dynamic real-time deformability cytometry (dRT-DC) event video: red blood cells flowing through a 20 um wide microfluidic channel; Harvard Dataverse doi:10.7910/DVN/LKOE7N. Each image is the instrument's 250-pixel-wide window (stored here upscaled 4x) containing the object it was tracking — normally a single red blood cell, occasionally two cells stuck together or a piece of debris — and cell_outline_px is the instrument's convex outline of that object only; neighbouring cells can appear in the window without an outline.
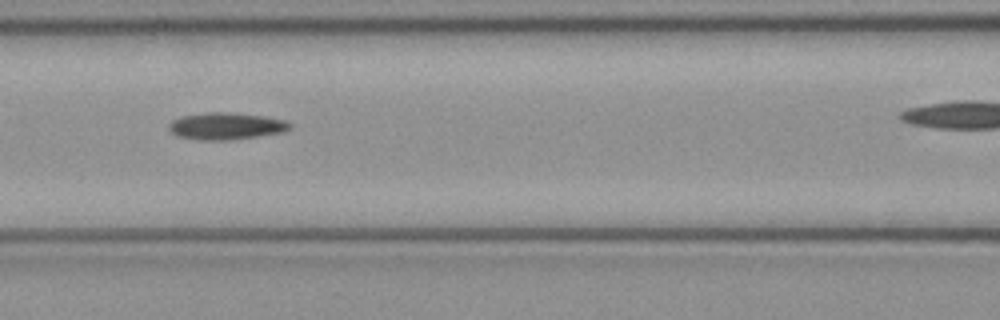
{"species": "common noctule bat (a hibernating species)", "species_latin": "Nyctalus noctula", "temperature_condition": "cold", "stored_images_in_passage": 8, "camera_frame_rate_fps": 3000, "um_per_image_px": 0.085, "animal": {"sex": "female", "body_mass_g": 21.9}, "frame": {"image": 1, "passage_image": 7, "time_ms": 2.0, "image_size_px": [1000, 320], "cell_outline_px": [[292, 128], [280, 132], [232, 140], [196, 140], [176, 136], [168, 128], [168, 124], [172, 120], [180, 116], [208, 112], [224, 112], [264, 116], [284, 120], [292, 124]], "centroid_in_image_um": [19.16, 10.72], "position_along_channel_um": 147.4, "area_um2": 19.02}}